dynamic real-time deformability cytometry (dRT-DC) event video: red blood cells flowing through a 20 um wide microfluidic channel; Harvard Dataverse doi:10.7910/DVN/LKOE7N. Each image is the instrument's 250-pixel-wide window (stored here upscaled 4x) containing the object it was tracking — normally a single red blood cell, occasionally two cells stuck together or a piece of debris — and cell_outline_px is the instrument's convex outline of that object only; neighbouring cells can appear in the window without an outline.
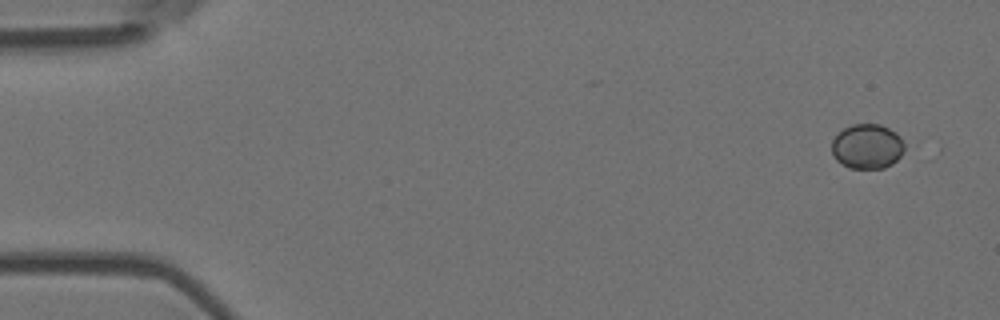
{"species": "Egyptian fruit bat (a non-hibernating species)", "species_latin": "Rousettus aegyptiacus", "temperature_condition": "room temperature", "stored_images_in_passage": 5, "camera_frame_rate_fps": 3000, "um_per_image_px": 0.085, "animal": {"sex": "female"}, "frame": {"image": 1, "passage_image": 1, "time_ms": 0.0, "image_size_px": [1000, 320], "cell_outline_px": [[904, 148], [900, 156], [892, 164], [884, 168], [848, 168], [836, 160], [832, 152], [832, 140], [844, 128], [852, 124], [880, 124], [896, 132], [900, 136], [904, 144]], "centroid_in_image_um": [73.71, 12.44], "position_along_channel_um": 11.3, "area_um2": 18.96}}